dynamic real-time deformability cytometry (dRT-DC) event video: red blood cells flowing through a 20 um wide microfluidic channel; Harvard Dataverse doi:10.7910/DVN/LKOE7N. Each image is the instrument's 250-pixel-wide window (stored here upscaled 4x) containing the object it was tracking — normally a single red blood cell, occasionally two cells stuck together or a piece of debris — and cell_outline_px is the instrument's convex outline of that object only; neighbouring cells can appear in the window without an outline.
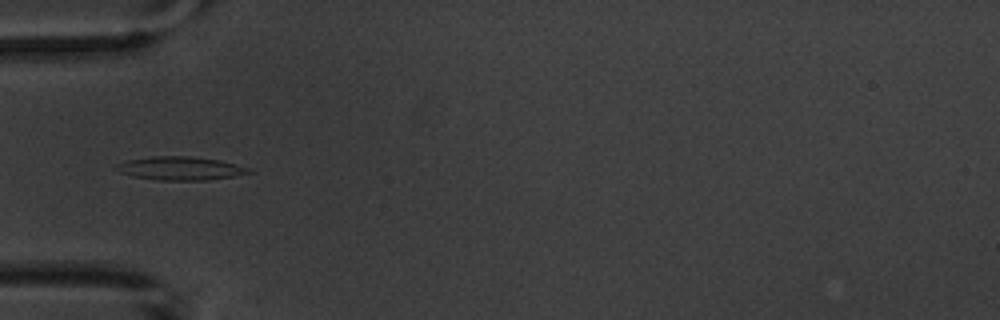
{"species": "common noctule bat (a hibernating species)", "species_latin": "Nyctalus noctula", "temperature_condition": "warm", "stored_images_in_passage": 5, "camera_frame_rate_fps": 3000, "um_per_image_px": 0.085, "animal": {"sex": "male", "body_mass_g": 20.1, "forearm_length_mm": 53.5}, "frame": {"image": 1, "passage_image": 3, "time_ms": 2.333, "image_size_px": [1000, 320], "cell_outline_px": [[256, 172], [208, 180], [160, 180], [132, 176], [120, 172], [112, 168], [116, 164], [124, 160], [152, 156], [192, 156], [220, 160], [248, 168]], "centroid_in_image_um": [15.28, 14.3], "position_along_channel_um": 69.7, "area_um2": 18.21}}
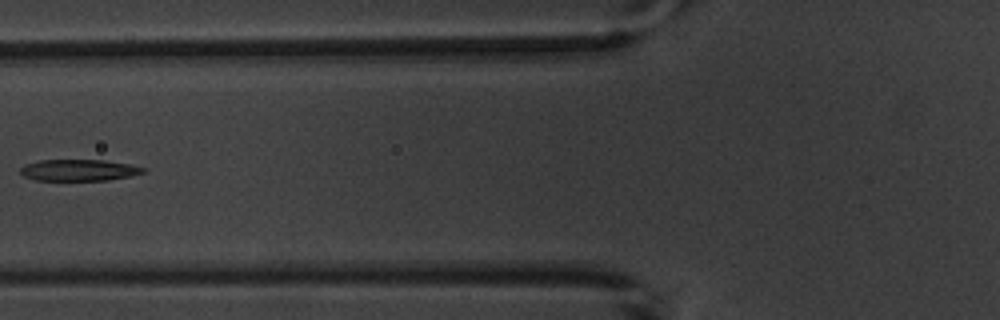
{"frame": {"image": 2, "passage_image": 4, "time_ms": 3.667, "image_size_px": [1000, 320], "cell_outline_px": [[148, 172], [108, 180], [36, 180], [24, 176], [20, 172], [20, 168], [24, 164], [40, 160], [104, 160], [132, 164], [148, 168]], "centroid_in_image_um": [6.76, 14.45], "position_along_channel_um": 119.0, "area_um2": 15.49}}
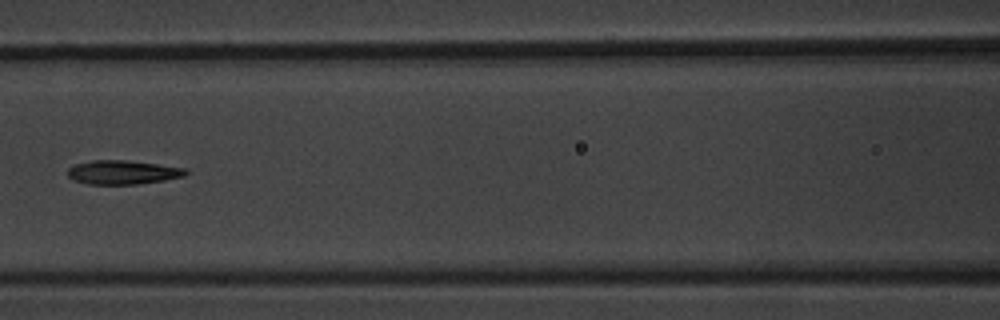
{"frame": {"image": 3, "passage_image": 5, "time_ms": 4.667, "image_size_px": [1000, 320], "cell_outline_px": [[188, 172], [184, 176], [164, 180], [136, 184], [88, 184], [72, 180], [68, 176], [68, 168], [76, 164], [92, 160], [124, 160], [188, 168]], "centroid_in_image_um": [10.43, 14.64], "position_along_channel_um": 156.2, "area_um2": 16.42}}